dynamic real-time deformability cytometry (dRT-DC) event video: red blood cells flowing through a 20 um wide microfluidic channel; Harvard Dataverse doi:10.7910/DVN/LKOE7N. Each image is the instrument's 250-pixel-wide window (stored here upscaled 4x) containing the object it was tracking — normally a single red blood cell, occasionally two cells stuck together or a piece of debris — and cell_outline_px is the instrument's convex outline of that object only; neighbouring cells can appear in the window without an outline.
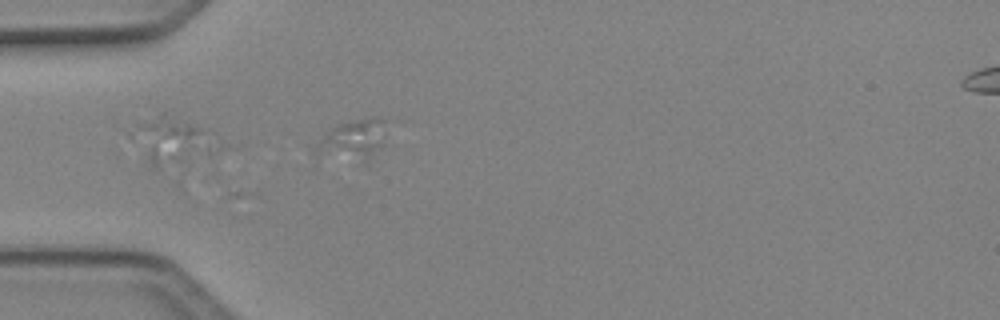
{"species": "Egyptian fruit bat (a non-hibernating species)", "species_latin": "Rousettus aegyptiacus", "temperature_condition": "cold", "stored_images_in_passage": 5, "segment_of_instrument_passage": [1, 2], "camera_frame_rate_fps": 3000, "um_per_image_px": 0.085, "animal": {"sex": "female"}, "frame": {"image": 1, "passage_image": 4, "time_ms": 1.0, "image_size_px": [1000, 320], "cell_outline_px": [[384, 144], [368, 164], [364, 164], [316, 160], [312, 152], [324, 136], [336, 124], [352, 120], [372, 116], [376, 116], [384, 120]], "centroid_in_image_um": [29.94, 12.03], "position_along_channel_um": 55.1, "area_um2": 18.15}}